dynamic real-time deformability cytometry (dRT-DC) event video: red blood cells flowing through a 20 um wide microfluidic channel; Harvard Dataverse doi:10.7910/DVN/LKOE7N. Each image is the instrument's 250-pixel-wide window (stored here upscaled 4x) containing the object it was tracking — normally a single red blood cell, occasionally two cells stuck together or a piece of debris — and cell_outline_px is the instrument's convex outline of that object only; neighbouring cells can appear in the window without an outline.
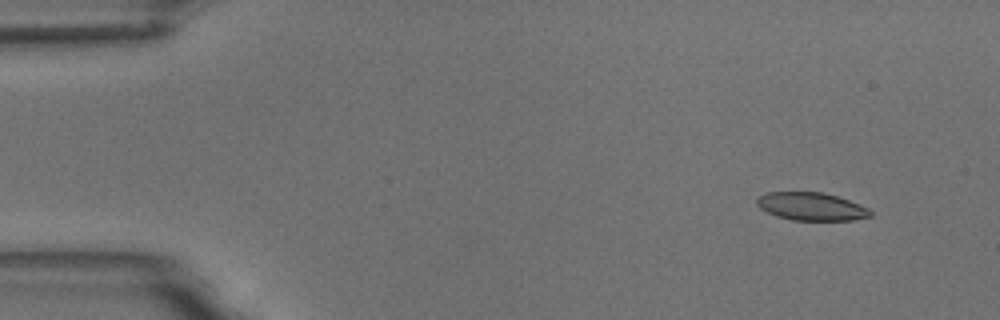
{"species": "common noctule bat (a hibernating species)", "species_latin": "Nyctalus noctula", "temperature_condition": "room temperature", "stored_images_in_passage": 5, "camera_frame_rate_fps": 3000, "um_per_image_px": 0.085, "animal": {"sex": "male", "body_mass_g": 18.8}, "frame": {"image": 1, "passage_image": 2, "time_ms": 1.333, "image_size_px": [1000, 320], "cell_outline_px": [[872, 216], [856, 220], [792, 220], [776, 216], [760, 208], [756, 204], [756, 200], [760, 196], [768, 192], [824, 192], [860, 204], [868, 208], [872, 212]], "centroid_in_image_um": [68.98, 17.55], "position_along_channel_um": 16.0, "area_um2": 18.5}}
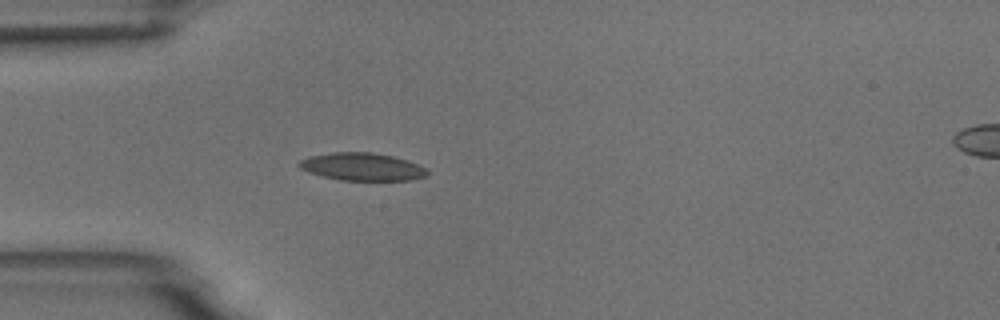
{"frame": {"image": 2, "passage_image": 5, "time_ms": 5.0, "image_size_px": [1000, 320], "cell_outline_px": [[428, 176], [412, 180], [340, 180], [308, 172], [300, 168], [296, 164], [300, 160], [308, 156], [332, 152], [372, 152], [392, 156], [408, 160], [428, 168]], "centroid_in_image_um": [30.8, 14.17], "position_along_channel_um": 54.2, "area_um2": 20.87}}